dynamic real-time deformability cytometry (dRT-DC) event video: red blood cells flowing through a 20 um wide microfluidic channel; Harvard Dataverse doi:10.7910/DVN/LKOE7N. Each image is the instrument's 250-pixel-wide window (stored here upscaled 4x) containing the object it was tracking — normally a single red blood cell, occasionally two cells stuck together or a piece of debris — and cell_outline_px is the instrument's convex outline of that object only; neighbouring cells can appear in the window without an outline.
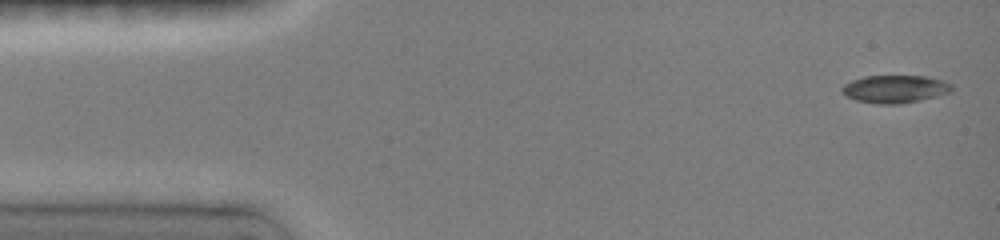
{"species": "common noctule bat (a hibernating species)", "species_latin": "Nyctalus noctula", "temperature_condition": "room temperature", "stored_images_in_passage": 18, "camera_frame_rate_fps": 3000, "um_per_image_px": 0.085, "animal": {"sex": "female", "body_mass_g": 19.0, "forearm_length_mm": 51.5}, "frame": {"image": 1, "passage_image": 1, "time_ms": 0.0, "image_size_px": [1000, 240], "cell_outline_px": [[952, 92], [920, 100], [900, 104], [876, 104], [856, 100], [844, 96], [840, 92], [840, 88], [844, 84], [852, 80], [864, 76], [928, 76], [944, 80], [952, 84]], "centroid_in_image_um": [76.05, 7.56], "position_along_channel_um": 8.9, "area_um2": 18.03}}
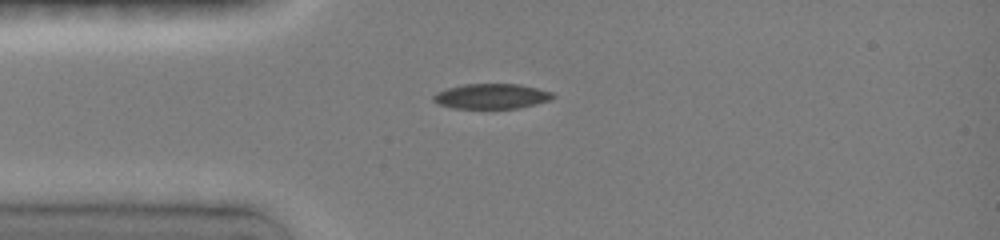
{"frame": {"image": 2, "passage_image": 15, "time_ms": 3.333, "image_size_px": [1000, 240], "cell_outline_px": [[556, 96], [552, 100], [520, 108], [452, 108], [436, 104], [432, 100], [432, 96], [436, 92], [448, 88], [464, 84], [520, 84], [552, 92]], "centroid_in_image_um": [41.77, 8.18], "position_along_channel_um": 43.2, "area_um2": 17.63}}